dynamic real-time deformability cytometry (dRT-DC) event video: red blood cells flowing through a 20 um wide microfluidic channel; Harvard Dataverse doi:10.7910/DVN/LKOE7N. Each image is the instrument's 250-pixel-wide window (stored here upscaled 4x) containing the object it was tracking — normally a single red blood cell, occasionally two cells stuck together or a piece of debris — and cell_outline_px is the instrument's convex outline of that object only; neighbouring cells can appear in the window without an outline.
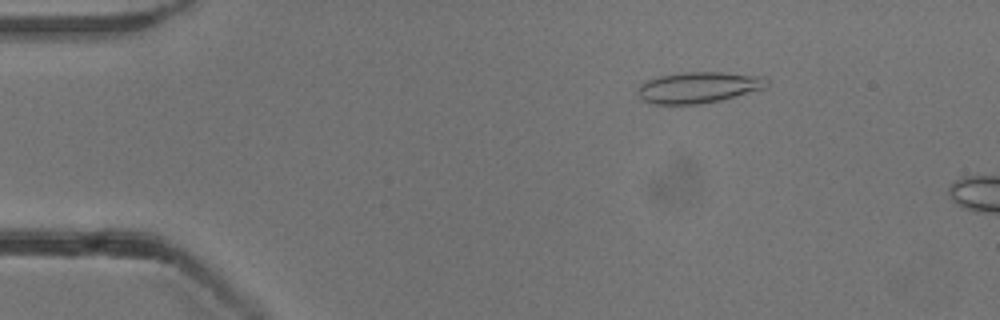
{"species": "common noctule bat (a hibernating species)", "species_latin": "Nyctalus noctula", "temperature_condition": "cold", "stored_images_in_passage": 10, "camera_frame_rate_fps": 3000, "um_per_image_px": 0.085, "animal": {"sex": "male", "body_mass_g": 13.3}, "frame": {"image": 1, "passage_image": 6, "time_ms": 1.667, "image_size_px": [1000, 320], "cell_outline_px": [[768, 84], [764, 88], [720, 100], [700, 104], [652, 104], [644, 100], [636, 92], [640, 84], [648, 80], [660, 76], [680, 72], [720, 72], [764, 76], [768, 80]], "centroid_in_image_um": [59.36, 7.42], "position_along_channel_um": 25.6, "area_um2": 23.29}}